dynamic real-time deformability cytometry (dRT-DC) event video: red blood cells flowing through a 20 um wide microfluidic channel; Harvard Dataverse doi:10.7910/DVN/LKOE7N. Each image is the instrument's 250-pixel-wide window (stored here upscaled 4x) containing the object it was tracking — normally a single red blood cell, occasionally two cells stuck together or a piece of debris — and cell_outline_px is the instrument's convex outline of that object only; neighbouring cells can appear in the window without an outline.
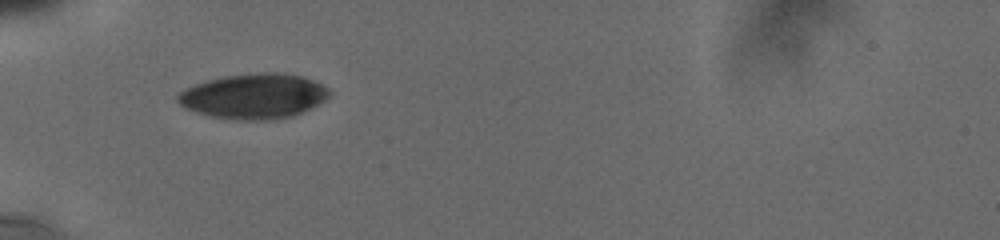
{"species": "human", "species_latin": "Homo sapiens", "temperature_condition": "cold", "stored_images_in_passage": 2, "camera_frame_rate_fps": 3000, "um_per_image_px": 0.085, "donor": {"sex": "male"}, "frame": {"image": 1, "passage_image": 1, "time_ms": 0.0, "image_size_px": [1000, 240], "cell_outline_px": [[332, 92], [324, 100], [292, 116], [268, 120], [236, 120], [212, 116], [188, 108], [180, 104], [176, 100], [176, 96], [180, 92], [196, 84], [208, 80], [224, 76], [264, 72], [276, 72], [300, 76], [312, 80], [328, 88]], "centroid_in_image_um": [21.58, 8.17], "position_along_channel_um": 63.4, "area_um2": 39.13}}